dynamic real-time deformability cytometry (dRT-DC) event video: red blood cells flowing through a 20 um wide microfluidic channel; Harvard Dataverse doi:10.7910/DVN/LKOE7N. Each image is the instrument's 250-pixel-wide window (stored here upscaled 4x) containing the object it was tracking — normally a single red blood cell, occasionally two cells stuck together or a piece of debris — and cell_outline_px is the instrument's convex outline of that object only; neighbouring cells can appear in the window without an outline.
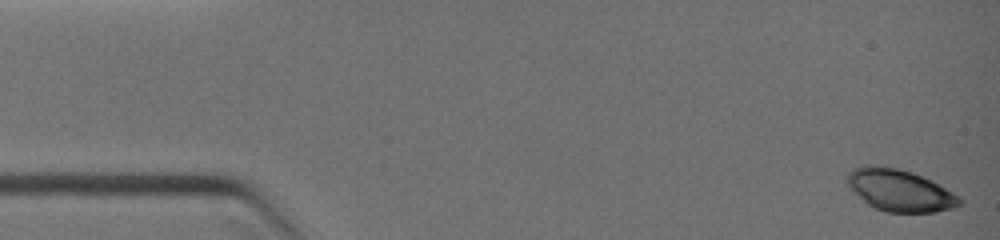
{"species": "common noctule bat (a hibernating species)", "species_latin": "Nyctalus noctula", "temperature_condition": "warm", "stored_images_in_passage": 5, "camera_frame_rate_fps": 3000, "um_per_image_px": 0.085, "animal": {"sex": "female", "body_mass_g": 19.0, "forearm_length_mm": 51.5}, "frame": {"image": 1, "passage_image": 1, "time_ms": 0.0, "image_size_px": [1000, 240], "cell_outline_px": [[964, 200], [960, 204], [952, 208], [936, 212], [888, 212], [876, 208], [868, 204], [844, 180], [848, 172], [852, 168], [864, 164], [884, 164], [912, 172], [932, 180], [952, 192]], "centroid_in_image_um": [76.46, 16.14], "position_along_channel_um": 8.5, "area_um2": 27.57}}